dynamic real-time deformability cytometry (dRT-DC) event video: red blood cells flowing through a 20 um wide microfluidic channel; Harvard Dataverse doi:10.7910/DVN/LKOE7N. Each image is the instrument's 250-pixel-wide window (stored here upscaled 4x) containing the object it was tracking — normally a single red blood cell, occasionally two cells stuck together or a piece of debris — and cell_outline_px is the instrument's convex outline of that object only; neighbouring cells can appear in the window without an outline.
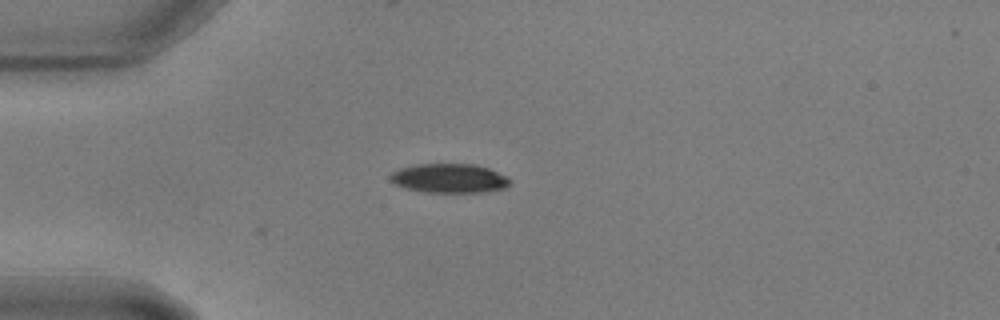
{"species": "common noctule bat (a hibernating species)", "species_latin": "Nyctalus noctula", "temperature_condition": "warm", "stored_images_in_passage": 5, "camera_frame_rate_fps": 3000, "um_per_image_px": 0.085, "animal": {"sex": "male", "body_mass_g": 17.9, "forearm_length_mm": 54.2}, "frame": {"image": 1, "passage_image": 1, "time_ms": 0.0, "image_size_px": [1000, 320], "cell_outline_px": [[512, 184], [504, 188], [480, 192], [428, 192], [408, 188], [396, 184], [388, 176], [392, 172], [400, 168], [416, 164], [476, 164], [488, 168], [508, 176], [512, 180]], "centroid_in_image_um": [38.24, 15.14], "position_along_channel_um": 46.8, "area_um2": 20.29}}